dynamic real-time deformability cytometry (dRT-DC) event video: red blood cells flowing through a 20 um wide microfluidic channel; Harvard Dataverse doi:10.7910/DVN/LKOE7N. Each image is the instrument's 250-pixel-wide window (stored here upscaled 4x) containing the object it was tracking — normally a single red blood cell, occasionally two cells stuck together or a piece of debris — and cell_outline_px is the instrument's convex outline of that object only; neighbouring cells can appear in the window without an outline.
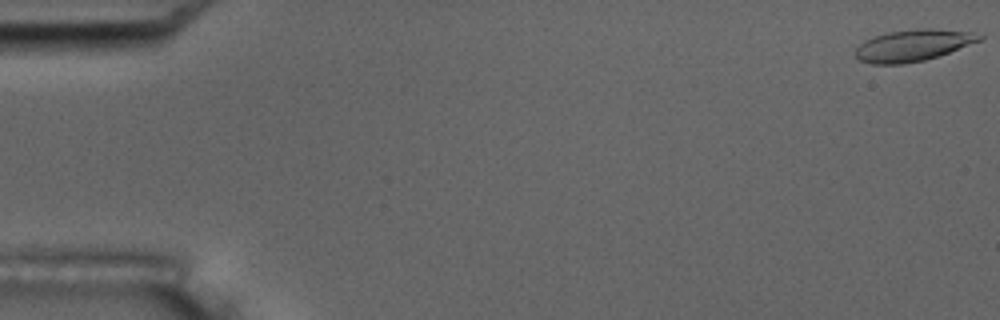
{"species": "common noctule bat (a hibernating species)", "species_latin": "Nyctalus noctula", "temperature_condition": "room temperature", "stored_images_in_passage": 5, "camera_frame_rate_fps": 3000, "um_per_image_px": 0.085, "animal": {"sex": "male", "body_mass_g": 17.5, "forearm_length_mm": 52.3}, "frame": {"image": 1, "passage_image": 1, "time_ms": 0.0, "image_size_px": [1000, 320], "cell_outline_px": [[984, 36], [980, 40], [948, 52], [924, 60], [904, 64], [872, 64], [860, 60], [856, 56], [856, 48], [864, 40], [888, 32], [916, 28], [932, 28], [972, 32]], "centroid_in_image_um": [77.58, 3.85], "position_along_channel_um": 7.4, "area_um2": 22.54}}